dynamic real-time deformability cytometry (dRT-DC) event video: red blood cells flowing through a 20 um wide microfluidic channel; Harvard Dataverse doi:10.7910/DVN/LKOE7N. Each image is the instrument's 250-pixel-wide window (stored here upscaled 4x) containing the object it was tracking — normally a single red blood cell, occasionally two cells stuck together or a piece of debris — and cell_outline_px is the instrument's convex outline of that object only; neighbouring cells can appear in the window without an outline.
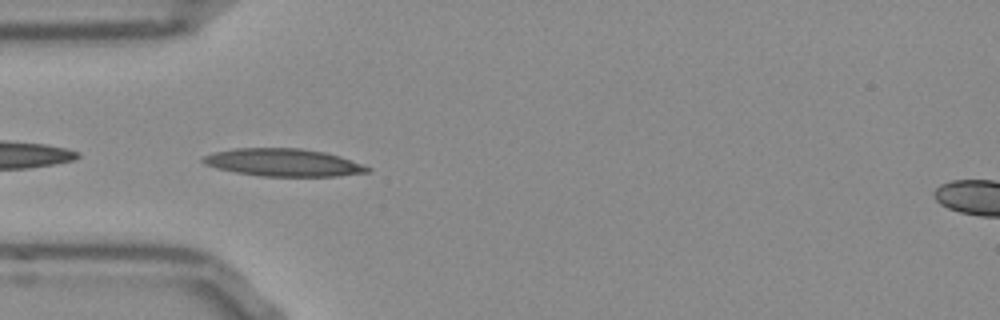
{"species": "Egyptian fruit bat (a non-hibernating species)", "species_latin": "Rousettus aegyptiacus", "temperature_condition": "room temperature", "stored_images_in_passage": 38, "camera_frame_rate_fps": 3000, "um_per_image_px": 0.085, "frame": {"image": 1, "passage_image": 1, "time_ms": 0.0, "image_size_px": [1000, 320], "cell_outline_px": [[372, 168], [368, 172], [336, 176], [264, 176], [236, 172], [216, 168], [204, 164], [200, 160], [204, 156], [216, 152], [232, 148], [300, 148], [324, 152], [340, 156]], "centroid_in_image_um": [24.07, 13.81], "position_along_channel_um": 60.9, "area_um2": 26.3}}
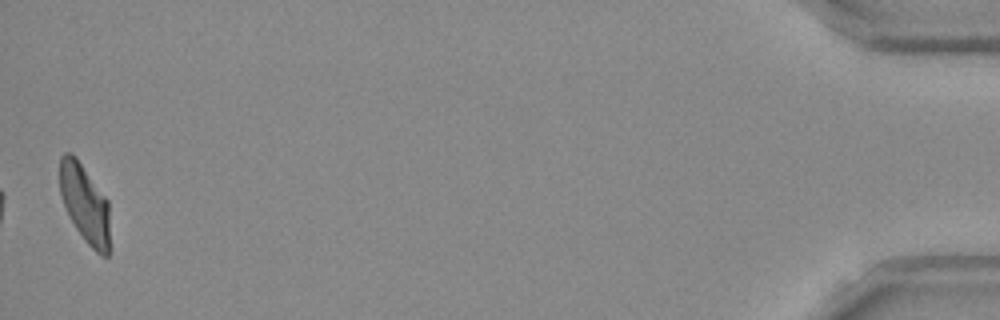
{"frame": {"image": 2, "passage_image": 38, "time_ms": 12.333, "image_size_px": [1000, 320], "cell_outline_px": [[108, 256], [100, 256], [84, 240], [68, 216], [60, 192], [60, 156], [64, 152], [72, 152], [108, 200]], "centroid_in_image_um": [7.19, 17.29], "position_along_channel_um": 428.0, "area_um2": 22.6}, "authors_computed_cell_mechanics": {"area_um2": 24.1604, "velocity_mm_per_s": 3.7751, "shape_relaxation_time_tau1_ms": null, "shape_relaxation_time_tau2_ms": 3.8937, "deformation_change_tau1": null, "deformation_change_tau2": 0.1077}}